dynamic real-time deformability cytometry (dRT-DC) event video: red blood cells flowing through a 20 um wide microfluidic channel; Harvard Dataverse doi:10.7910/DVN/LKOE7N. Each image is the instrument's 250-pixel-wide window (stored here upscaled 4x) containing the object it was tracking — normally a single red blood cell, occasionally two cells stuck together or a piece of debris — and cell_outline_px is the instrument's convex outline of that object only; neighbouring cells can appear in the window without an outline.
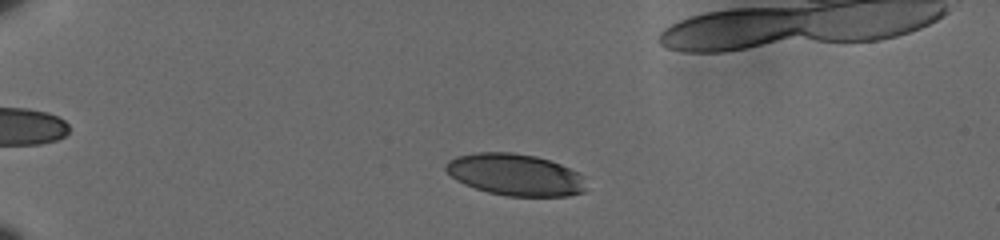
{"species": "human", "species_latin": "Homo sapiens", "temperature_condition": "cold", "stored_images_in_passage": 50, "camera_frame_rate_fps": 3000, "um_per_image_px": 0.085, "donor": {"sex": "male"}, "frame": {"image": 1, "passage_image": 9, "time_ms": 2.667, "image_size_px": [1000, 240], "cell_outline_px": [[584, 192], [568, 196], [508, 196], [488, 192], [464, 184], [456, 180], [444, 168], [444, 164], [448, 160], [456, 156], [476, 152], [512, 152], [536, 156], [560, 164], [576, 172], [580, 176], [584, 188]], "centroid_in_image_um": [43.72, 14.84], "position_along_channel_um": 41.3, "area_um2": 33.87}}
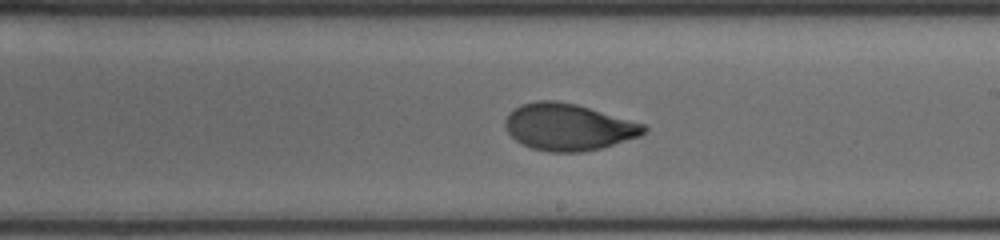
{"frame": {"image": 2, "passage_image": 31, "time_ms": 10.0, "image_size_px": [1000, 240], "cell_outline_px": [[648, 128], [640, 136], [600, 148], [580, 152], [552, 152], [532, 148], [516, 140], [508, 132], [504, 124], [504, 120], [520, 104], [536, 100], [556, 100], [576, 104], [644, 124]], "centroid_in_image_um": [48.3, 10.79], "position_along_channel_um": 240.7, "area_um2": 37.4}}
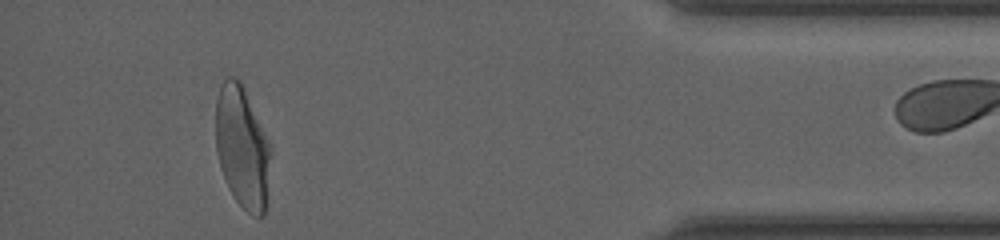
{"frame": {"image": 3, "passage_image": 49, "time_ms": 16.0, "image_size_px": [1000, 240], "cell_outline_px": [[268, 204], [264, 216], [256, 216], [248, 212], [232, 196], [228, 188], [220, 168], [216, 148], [216, 100], [220, 84], [228, 76], [236, 76], [240, 80], [244, 88], [268, 144]], "centroid_in_image_um": [20.54, 12.54], "position_along_channel_um": 414.7, "area_um2": 38.44}}